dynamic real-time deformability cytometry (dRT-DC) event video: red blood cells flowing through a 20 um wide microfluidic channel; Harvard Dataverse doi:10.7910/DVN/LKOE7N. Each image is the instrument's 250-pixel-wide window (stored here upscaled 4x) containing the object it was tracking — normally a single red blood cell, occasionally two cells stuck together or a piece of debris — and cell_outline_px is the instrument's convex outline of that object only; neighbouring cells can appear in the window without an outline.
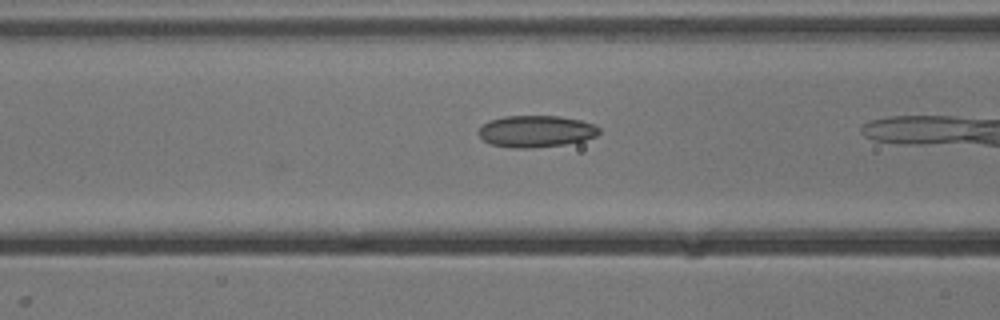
{"species": "common noctule bat (a hibernating species)", "species_latin": "Nyctalus noctula", "temperature_condition": "cold", "stored_images_in_passage": 9, "camera_frame_rate_fps": 3000, "um_per_image_px": 0.085, "animal": {"sex": "male", "body_mass_g": 13.3}, "frame": {"image": 1, "passage_image": 8, "time_ms": 2.333, "image_size_px": [1000, 320], "cell_outline_px": [[600, 132], [596, 136], [584, 140], [564, 144], [532, 148], [516, 148], [492, 144], [484, 140], [480, 136], [480, 128], [488, 120], [504, 116], [560, 116], [580, 120], [592, 124], [600, 128]], "centroid_in_image_um": [45.58, 11.15], "position_along_channel_um": 121.0, "area_um2": 22.08}}